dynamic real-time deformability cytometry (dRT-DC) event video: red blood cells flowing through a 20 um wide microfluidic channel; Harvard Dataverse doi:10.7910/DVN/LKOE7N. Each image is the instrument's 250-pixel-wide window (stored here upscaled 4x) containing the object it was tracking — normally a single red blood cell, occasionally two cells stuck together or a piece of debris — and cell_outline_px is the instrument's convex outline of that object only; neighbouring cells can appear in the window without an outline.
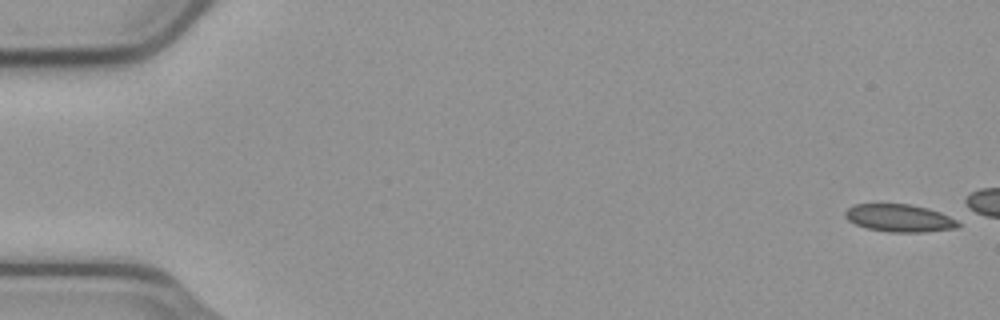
{"species": "common noctule bat (a hibernating species)", "species_latin": "Nyctalus noctula", "temperature_condition": "cold", "stored_images_in_passage": 12, "camera_frame_rate_fps": 3000, "um_per_image_px": 0.085, "animal": {"sex": "male", "body_mass_g": 23.1, "forearm_length_mm": 52.7}, "frame": {"image": 1, "passage_image": 1, "time_ms": 0.0, "image_size_px": [1000, 320], "cell_outline_px": [[960, 224], [956, 228], [924, 232], [888, 232], [868, 228], [856, 224], [848, 220], [844, 216], [844, 212], [848, 208], [856, 204], [908, 204], [928, 208], [960, 216]], "centroid_in_image_um": [76.57, 18.53], "position_along_channel_um": 8.4, "area_um2": 18.61}}